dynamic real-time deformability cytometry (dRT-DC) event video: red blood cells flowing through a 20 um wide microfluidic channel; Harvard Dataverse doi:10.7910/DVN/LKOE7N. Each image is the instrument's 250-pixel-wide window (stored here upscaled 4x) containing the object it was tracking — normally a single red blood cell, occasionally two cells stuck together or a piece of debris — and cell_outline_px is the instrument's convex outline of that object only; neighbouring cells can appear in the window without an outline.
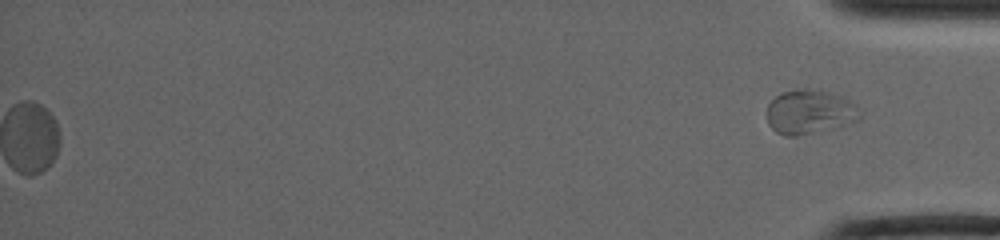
{"species": "common noctule bat (a hibernating species)", "species_latin": "Nyctalus noctula", "temperature_condition": "warm", "stored_images_in_passage": 77, "segment_of_instrument_passage": [2, 2], "camera_frame_rate_fps": 4500, "um_per_image_px": 0.085, "animal": {"sex": "female", "body_mass_g": 19.0, "forearm_length_mm": 53.3}, "frame": {"image": 1, "passage_image": 77, "time_ms": 16.889, "image_size_px": [1000, 240], "cell_outline_px": [[860, 120], [796, 136], [784, 136], [776, 132], [768, 124], [768, 104], [776, 96], [784, 92], [808, 88], [816, 88], [840, 96], [848, 100], [852, 104], [860, 116]], "centroid_in_image_um": [68.76, 9.5], "position_along_channel_um": 366.4, "area_um2": 23.29}}